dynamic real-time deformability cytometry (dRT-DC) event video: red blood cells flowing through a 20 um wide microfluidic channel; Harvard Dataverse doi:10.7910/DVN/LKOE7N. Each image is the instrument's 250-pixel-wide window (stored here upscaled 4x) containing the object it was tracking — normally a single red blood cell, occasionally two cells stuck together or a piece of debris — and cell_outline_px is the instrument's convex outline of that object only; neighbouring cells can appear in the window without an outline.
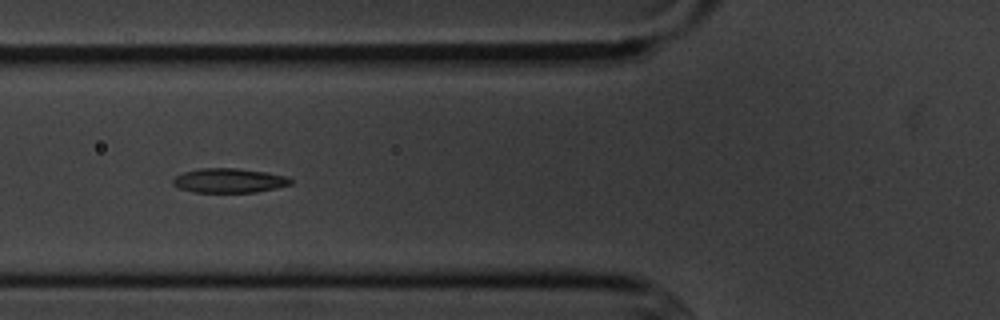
{"species": "common noctule bat (a hibernating species)", "species_latin": "Nyctalus noctula", "temperature_condition": "cold", "stored_images_in_passage": 3, "camera_frame_rate_fps": 3000, "um_per_image_px": 0.085, "animal": {"sex": "male", "body_mass_g": 20.1, "forearm_length_mm": 53.5}, "frame": {"image": 1, "passage_image": 2, "time_ms": 1.333, "image_size_px": [1000, 320], "cell_outline_px": [[292, 184], [276, 188], [256, 192], [192, 192], [180, 188], [172, 184], [172, 180], [176, 176], [184, 172], [200, 168], [236, 168], [264, 172], [288, 176], [292, 180]], "centroid_in_image_um": [19.48, 15.35], "position_along_channel_um": 106.3, "area_um2": 16.7}}
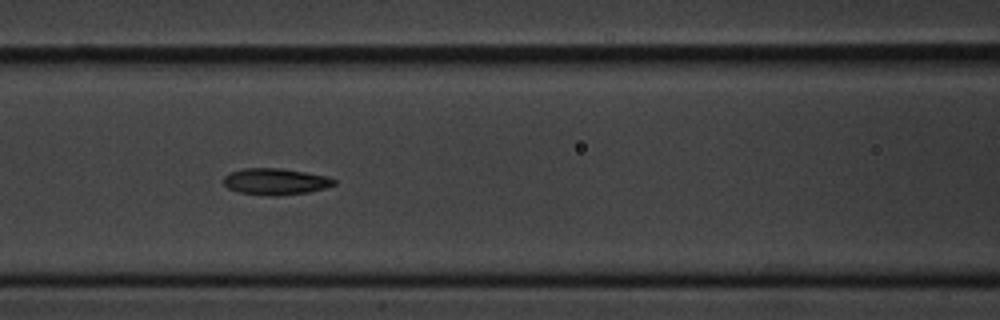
{"frame": {"image": 2, "passage_image": 3, "time_ms": 2.333, "image_size_px": [1000, 320], "cell_outline_px": [[336, 184], [324, 188], [308, 192], [276, 196], [268, 196], [240, 192], [228, 188], [224, 184], [224, 176], [232, 172], [244, 168], [280, 168], [328, 176], [336, 180]], "centroid_in_image_um": [23.43, 15.43], "position_along_channel_um": 143.2, "area_um2": 16.94}}